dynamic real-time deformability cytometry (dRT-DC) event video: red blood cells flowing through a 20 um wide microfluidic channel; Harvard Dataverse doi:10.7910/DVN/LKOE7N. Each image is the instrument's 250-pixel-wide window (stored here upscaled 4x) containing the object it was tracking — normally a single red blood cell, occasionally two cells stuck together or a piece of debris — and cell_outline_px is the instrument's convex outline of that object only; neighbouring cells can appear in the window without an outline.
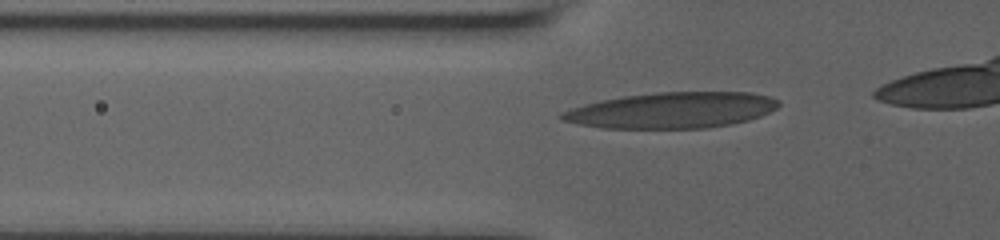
{"species": "human", "species_latin": "Homo sapiens", "temperature_condition": "room temperature", "stored_images_in_passage": 31, "camera_frame_rate_fps": 3000, "um_per_image_px": 0.085, "donor": {"sex": "male"}, "frame": {"image": 1, "passage_image": 22, "time_ms": 2.667, "image_size_px": [1000, 240], "cell_outline_px": [[780, 104], [776, 108], [760, 116], [748, 120], [708, 128], [604, 128], [580, 124], [560, 120], [556, 116], [560, 112], [584, 104], [600, 100], [624, 96], [656, 92], [752, 92], [772, 96], [780, 100]], "centroid_in_image_um": [57.11, 9.36], "position_along_channel_um": 68.7, "area_um2": 45.55}}
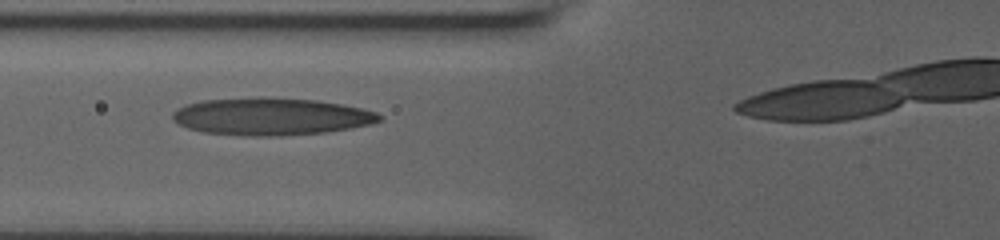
{"frame": {"image": 2, "passage_image": 30, "time_ms": 3.667, "image_size_px": [1000, 240], "cell_outline_px": [[384, 116], [380, 120], [368, 124], [348, 128], [324, 132], [280, 136], [248, 136], [204, 132], [188, 128], [176, 124], [172, 120], [172, 112], [188, 104], [204, 100], [260, 96], [264, 96], [316, 100], [340, 104], [360, 108], [376, 112]], "centroid_in_image_um": [23.0, 9.89], "position_along_channel_um": 102.8, "area_um2": 45.03}}